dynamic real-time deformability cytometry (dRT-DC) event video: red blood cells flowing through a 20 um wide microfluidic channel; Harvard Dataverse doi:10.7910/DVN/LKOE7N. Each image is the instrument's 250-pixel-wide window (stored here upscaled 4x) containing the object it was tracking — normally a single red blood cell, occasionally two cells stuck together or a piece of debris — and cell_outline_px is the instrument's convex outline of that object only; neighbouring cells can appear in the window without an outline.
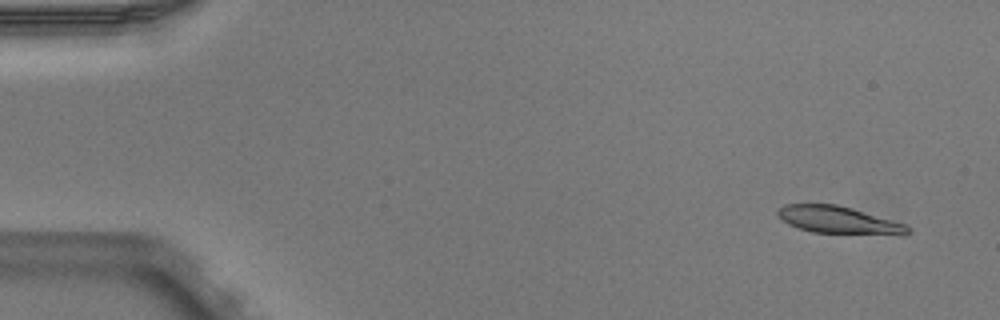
{"species": "Egyptian fruit bat (a non-hibernating species)", "species_latin": "Rousettus aegyptiacus", "temperature_condition": "warm", "stored_images_in_passage": 5, "camera_frame_rate_fps": 3000, "um_per_image_px": 0.085, "animal": {"sex": "male"}, "frame": {"image": 1, "passage_image": 1, "time_ms": 0.0, "image_size_px": [1000, 320], "cell_outline_px": [[912, 232], [904, 236], [812, 232], [788, 224], [780, 220], [776, 216], [776, 212], [784, 204], [836, 204], [852, 208], [904, 224], [912, 228]], "centroid_in_image_um": [71.31, 18.72], "position_along_channel_um": 13.7, "area_um2": 21.04}}
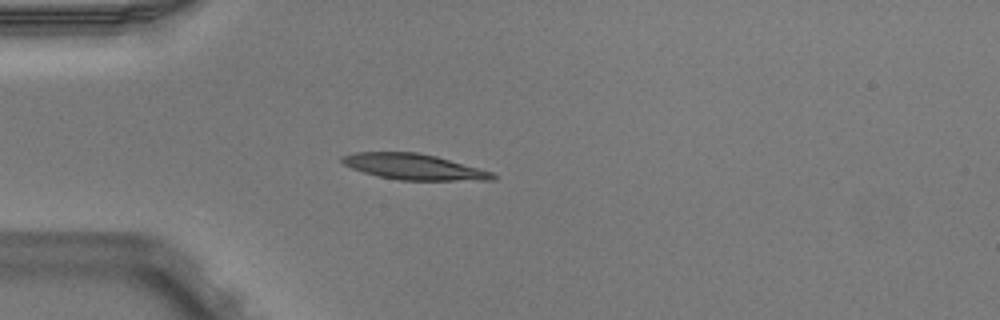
{"frame": {"image": 2, "passage_image": 4, "time_ms": 1.0, "image_size_px": [1000, 320], "cell_outline_px": [[496, 180], [400, 180], [380, 176], [364, 172], [352, 168], [344, 164], [340, 160], [340, 156], [356, 152], [416, 152], [436, 156], [492, 172], [496, 176]], "centroid_in_image_um": [35.16, 14.17], "position_along_channel_um": 49.8, "area_um2": 22.37}}